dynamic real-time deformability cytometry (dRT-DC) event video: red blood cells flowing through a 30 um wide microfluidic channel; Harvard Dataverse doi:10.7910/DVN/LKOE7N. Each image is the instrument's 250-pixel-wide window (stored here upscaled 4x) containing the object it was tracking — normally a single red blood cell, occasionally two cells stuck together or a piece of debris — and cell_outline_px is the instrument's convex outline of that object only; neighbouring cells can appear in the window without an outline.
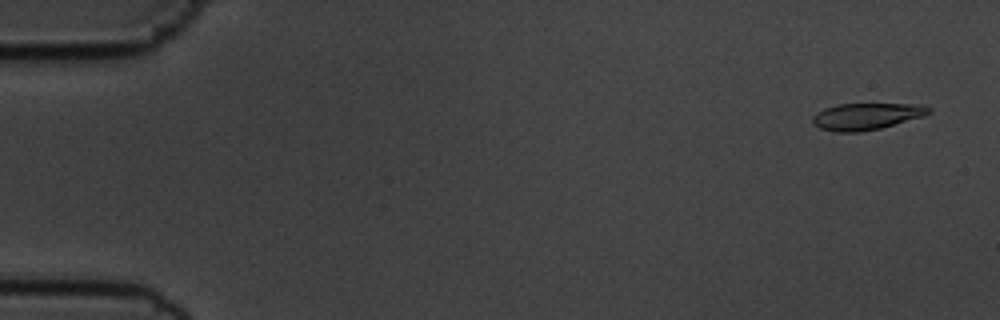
{"species": "common noctule bat (a hibernating species)", "species_latin": "Nyctalus noctula", "temperature_condition": "cold", "stored_images_in_passage": 56, "camera_frame_rate_fps": 3000, "um_per_image_px": 0.085, "animal": {"sex": "male", "body_mass_g": 19.5, "forearm_length_mm": 54.6}, "frame": {"image": 1, "passage_image": 3, "time_ms": 0.667, "image_size_px": [1000, 320], "cell_outline_px": [[932, 112], [924, 116], [880, 128], [860, 132], [836, 132], [820, 128], [812, 124], [812, 116], [824, 108], [836, 104], [924, 104], [932, 108]], "centroid_in_image_um": [73.66, 9.88], "position_along_channel_um": 11.3, "area_um2": 18.21}}
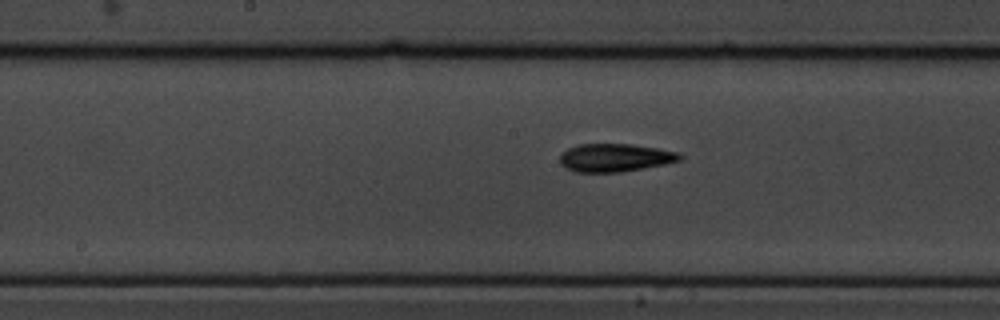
{"frame": {"image": 2, "passage_image": 29, "time_ms": 9.333, "image_size_px": [1000, 320], "cell_outline_px": [[684, 156], [680, 160], [664, 164], [644, 168], [620, 172], [576, 172], [564, 168], [560, 164], [560, 156], [568, 148], [576, 144], [632, 144], [680, 152]], "centroid_in_image_um": [52.27, 13.4], "position_along_channel_um": 195.9, "area_um2": 19.71}}
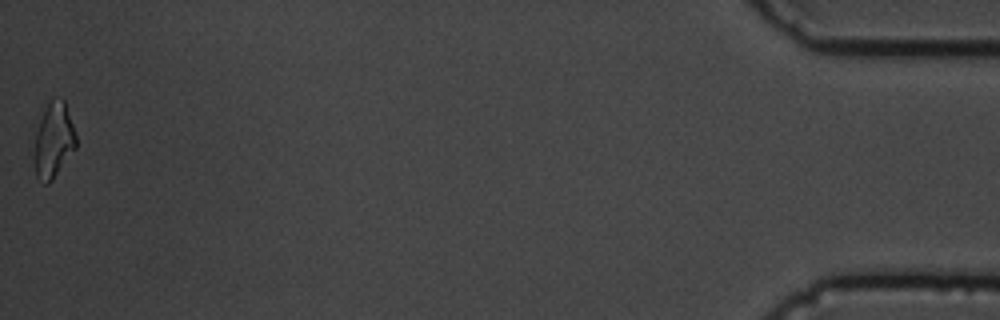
{"frame": {"image": 3, "passage_image": 56, "time_ms": 18.333, "image_size_px": [1000, 320], "cell_outline_px": [[76, 148], [52, 180], [48, 184], [44, 184], [36, 176], [36, 132], [44, 108], [52, 100], [60, 96], [64, 100], [76, 136]], "centroid_in_image_um": [4.58, 11.92], "position_along_channel_um": 430.6, "area_um2": 17.74}, "authors_computed_cell_mechanics": {"area_um2": 18.9584, "velocity_mm_per_s": 3.6221, "shape_relaxation_time_tau1_ms": 4.7017, "shape_relaxation_time_tau2_ms": 4.78, "deformation_change_tau1": 0.1621, "deformation_change_tau2": 0.1253}}